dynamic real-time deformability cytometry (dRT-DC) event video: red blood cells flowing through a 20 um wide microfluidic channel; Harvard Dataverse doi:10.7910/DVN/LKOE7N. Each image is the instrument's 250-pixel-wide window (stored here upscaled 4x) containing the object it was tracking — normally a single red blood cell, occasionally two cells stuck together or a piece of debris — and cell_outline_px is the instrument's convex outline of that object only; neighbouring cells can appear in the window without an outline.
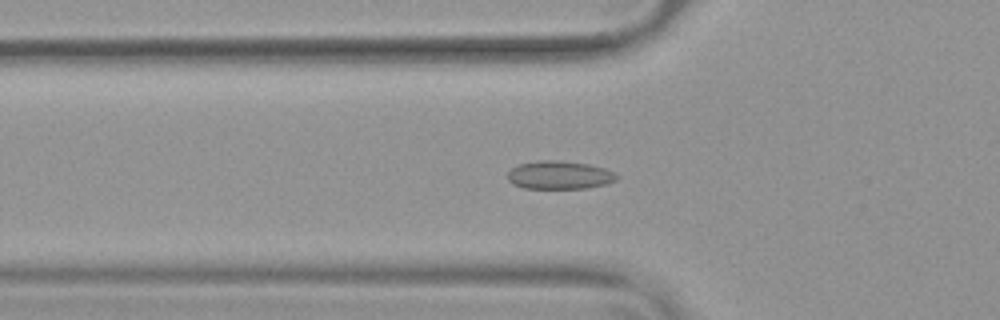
{"species": "common noctule bat (a hibernating species)", "species_latin": "Nyctalus noctula", "temperature_condition": "warm", "stored_images_in_passage": 54, "camera_frame_rate_fps": 3000, "um_per_image_px": 0.085, "animal": {"sex": "female", "body_mass_g": 19.9}, "frame": {"image": 1, "passage_image": 19, "time_ms": 6.0, "image_size_px": [1000, 320], "cell_outline_px": [[620, 176], [616, 180], [608, 184], [588, 188], [524, 188], [512, 184], [508, 180], [508, 172], [512, 168], [520, 164], [536, 160], [556, 160], [588, 164], [604, 168]], "centroid_in_image_um": [47.56, 14.88], "position_along_channel_um": 78.2, "area_um2": 17.98}}
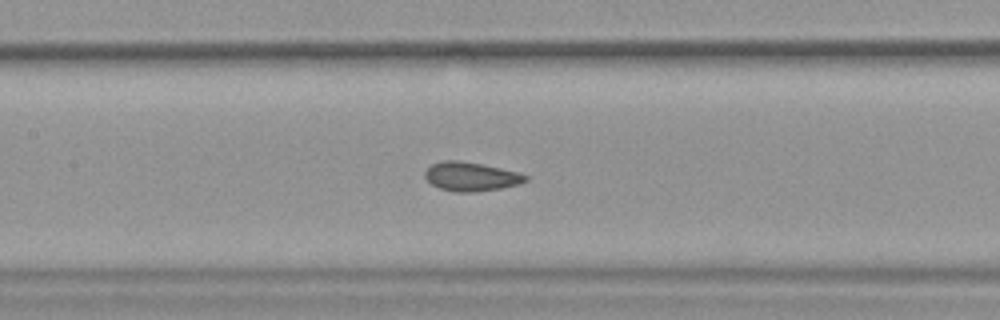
{"frame": {"image": 2, "passage_image": 26, "time_ms": 8.333, "image_size_px": [1000, 320], "cell_outline_px": [[528, 180], [520, 184], [500, 188], [476, 192], [456, 192], [440, 188], [432, 184], [424, 176], [424, 172], [432, 164], [440, 160], [460, 160], [520, 172], [528, 176]], "centroid_in_image_um": [40.04, 15.0], "position_along_channel_um": 167.4, "area_um2": 16.99}}
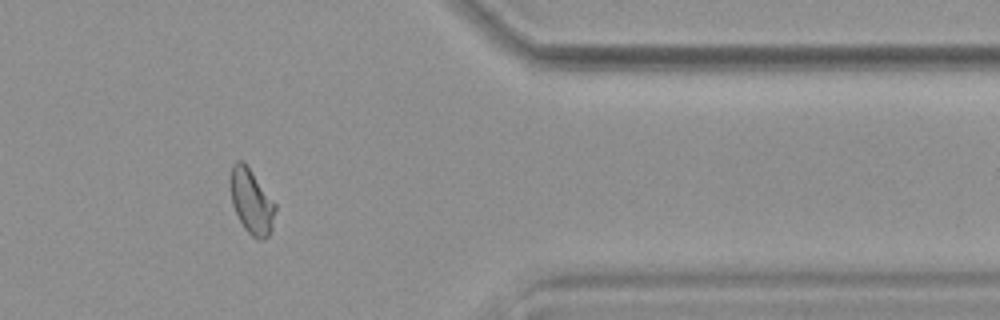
{"frame": {"image": 3, "passage_image": 45, "time_ms": 14.667, "image_size_px": [1000, 320], "cell_outline_px": [[276, 208], [272, 228], [268, 236], [264, 240], [260, 240], [252, 236], [244, 228], [232, 204], [228, 180], [232, 164], [236, 160], [244, 160], [276, 204]], "centroid_in_image_um": [21.35, 17.08], "position_along_channel_um": 390.1, "area_um2": 17.28}, "authors_computed_cell_mechanics": {"area_um2": 17.2244, "velocity_mm_per_s": 3.8021, "shape_relaxation_time_tau1_ms": 8.2906, "shape_relaxation_time_tau2_ms": 1.0655, "deformation_change_tau1": 0.1083, "deformation_change_tau2": 0.0455}}